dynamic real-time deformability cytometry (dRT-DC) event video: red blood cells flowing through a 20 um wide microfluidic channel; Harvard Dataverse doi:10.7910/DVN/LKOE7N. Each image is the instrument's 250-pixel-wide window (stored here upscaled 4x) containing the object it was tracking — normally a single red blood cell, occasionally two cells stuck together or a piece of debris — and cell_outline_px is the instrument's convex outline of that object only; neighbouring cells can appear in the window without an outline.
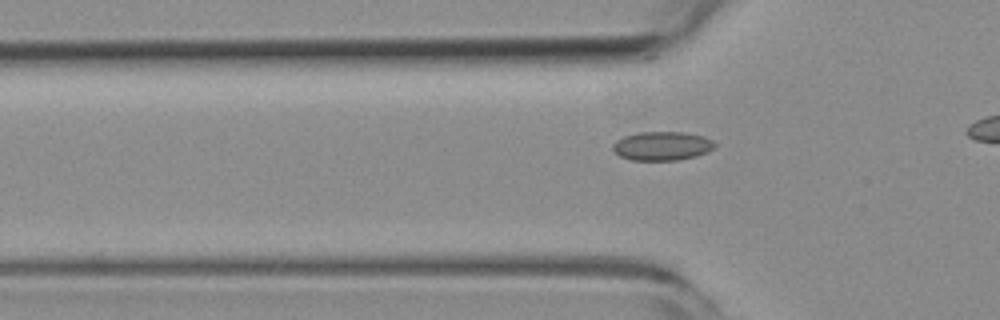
{"species": "common noctule bat (a hibernating species)", "species_latin": "Nyctalus noctula", "temperature_condition": "room temperature", "stored_images_in_passage": 22, "camera_frame_rate_fps": 3000, "um_per_image_px": 0.085, "animal": {"sex": "female", "body_mass_g": 19.3, "forearm_length_mm": 54.1}, "frame": {"image": 1, "passage_image": 12, "time_ms": 3.667, "image_size_px": [1000, 320], "cell_outline_px": [[716, 144], [708, 152], [696, 156], [680, 160], [632, 160], [620, 156], [612, 148], [612, 144], [616, 140], [624, 136], [636, 132], [684, 132], [704, 136], [712, 140]], "centroid_in_image_um": [56.27, 12.4], "position_along_channel_um": 69.5, "area_um2": 17.22}}
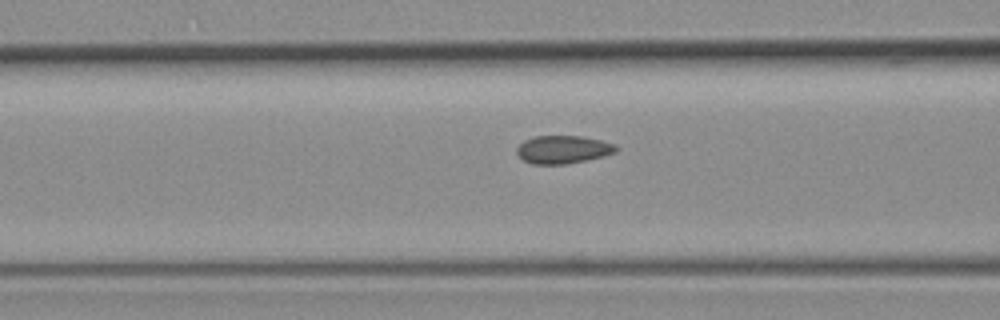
{"frame": {"image": 2, "passage_image": 16, "time_ms": 5.0, "image_size_px": [1000, 320], "cell_outline_px": [[620, 148], [616, 152], [604, 156], [588, 160], [564, 164], [532, 164], [524, 160], [516, 152], [516, 148], [524, 140], [536, 136], [584, 136], [616, 144]], "centroid_in_image_um": [47.9, 12.7], "position_along_channel_um": 118.7, "area_um2": 16.3}}
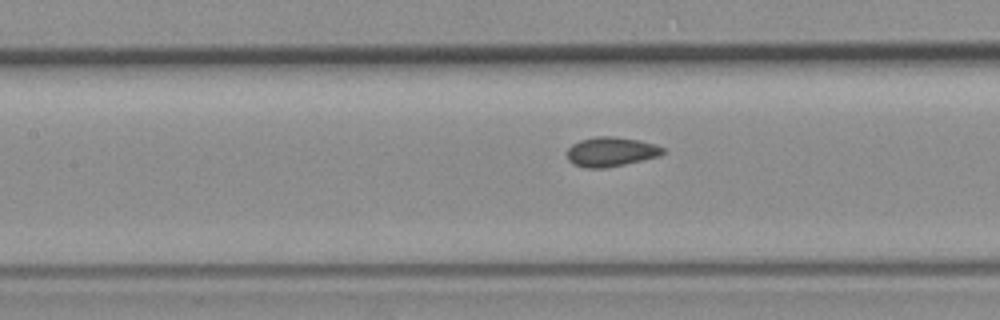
{"frame": {"image": 3, "passage_image": 19, "time_ms": 6.0, "image_size_px": [1000, 320], "cell_outline_px": [[664, 152], [660, 156], [624, 164], [604, 168], [584, 168], [572, 164], [568, 160], [568, 148], [572, 144], [580, 140], [596, 136], [612, 136], [640, 140], [664, 148]], "centroid_in_image_um": [51.9, 12.9], "position_along_channel_um": 155.5, "area_um2": 16.42}}